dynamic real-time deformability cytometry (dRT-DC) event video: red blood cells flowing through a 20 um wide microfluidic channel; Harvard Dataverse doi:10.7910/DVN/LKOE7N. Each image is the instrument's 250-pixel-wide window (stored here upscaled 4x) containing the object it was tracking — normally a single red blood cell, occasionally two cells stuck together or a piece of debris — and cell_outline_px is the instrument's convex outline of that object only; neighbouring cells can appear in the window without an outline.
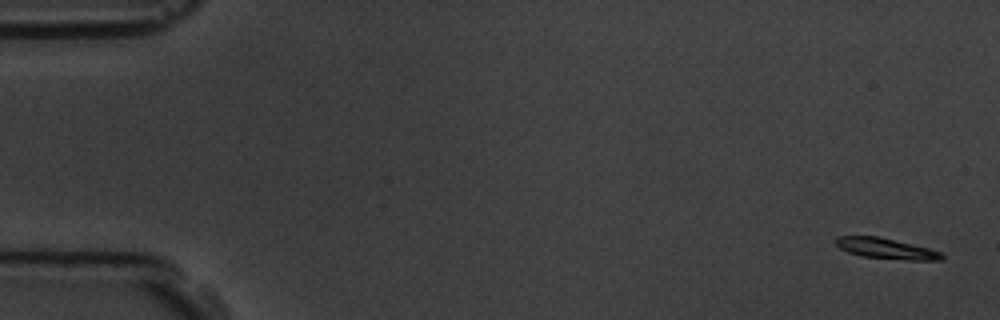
{"species": "common noctule bat (a hibernating species)", "species_latin": "Nyctalus noctula", "temperature_condition": "room temperature", "stored_images_in_passage": 7, "camera_frame_rate_fps": 3000, "um_per_image_px": 0.085, "animal": {"sex": "male", "body_mass_g": 19.5, "forearm_length_mm": 54.6}, "frame": {"image": 1, "passage_image": 1, "time_ms": 0.0, "image_size_px": [1000, 320], "cell_outline_px": [[944, 260], [912, 260], [860, 256], [848, 252], [840, 248], [832, 240], [836, 236], [880, 236], [944, 252]], "centroid_in_image_um": [75.31, 21.11], "position_along_channel_um": 9.7, "area_um2": 12.89}}
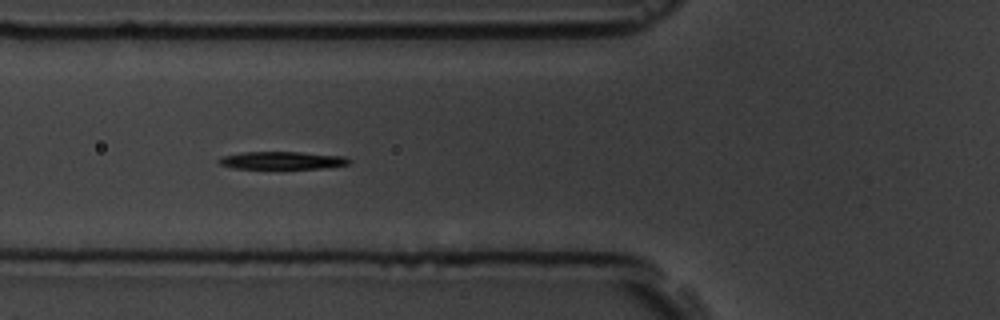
{"frame": {"image": 2, "passage_image": 6, "time_ms": 6.333, "image_size_px": [1000, 320], "cell_outline_px": [[352, 160], [348, 164], [324, 168], [232, 168], [220, 164], [216, 160], [220, 156], [240, 152], [300, 152], [344, 156]], "centroid_in_image_um": [23.94, 13.62], "position_along_channel_um": 101.9, "area_um2": 13.41}}
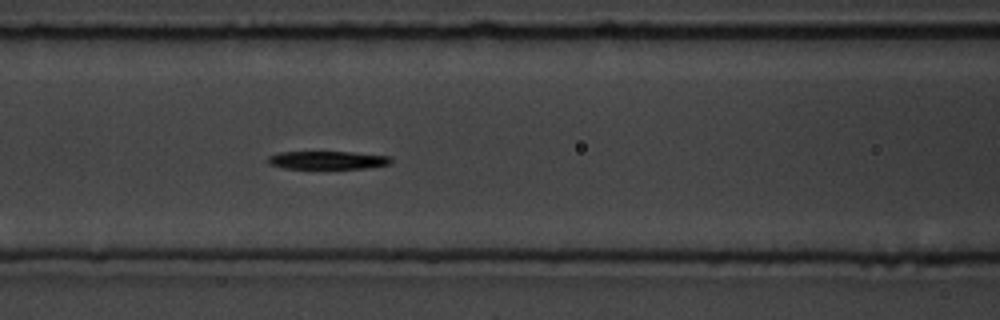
{"frame": {"image": 3, "passage_image": 7, "time_ms": 7.333, "image_size_px": [1000, 320], "cell_outline_px": [[392, 164], [368, 168], [284, 168], [268, 164], [268, 156], [280, 152], [352, 152], [392, 156]], "centroid_in_image_um": [27.9, 13.61], "position_along_channel_um": 138.7, "area_um2": 13.01}}